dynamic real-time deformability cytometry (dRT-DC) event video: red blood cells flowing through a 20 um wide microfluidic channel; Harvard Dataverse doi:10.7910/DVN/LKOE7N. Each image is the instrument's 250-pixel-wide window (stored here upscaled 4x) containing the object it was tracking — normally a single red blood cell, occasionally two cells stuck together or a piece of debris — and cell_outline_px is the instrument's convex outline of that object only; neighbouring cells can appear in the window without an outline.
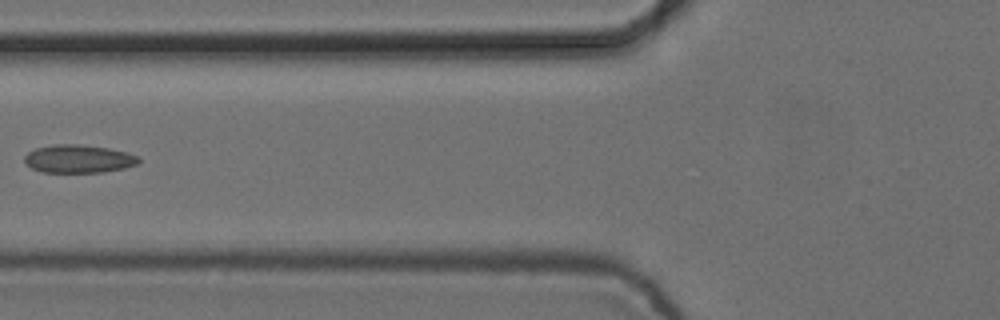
{"species": "common noctule bat (a hibernating species)", "species_latin": "Nyctalus noctula", "temperature_condition": "cold", "stored_images_in_passage": 6, "camera_frame_rate_fps": 3000, "um_per_image_px": 0.085, "animal": {"sex": "female", "body_mass_g": 24.6, "forearm_length_mm": 56.2}, "frame": {"image": 1, "passage_image": 5, "time_ms": 1.333, "image_size_px": [1000, 320], "cell_outline_px": [[140, 160], [136, 164], [124, 168], [100, 172], [40, 172], [32, 168], [24, 160], [24, 156], [28, 152], [36, 148], [52, 144], [76, 144], [108, 148], [140, 156]], "centroid_in_image_um": [6.65, 13.5], "position_along_channel_um": 119.1, "area_um2": 18.55}}
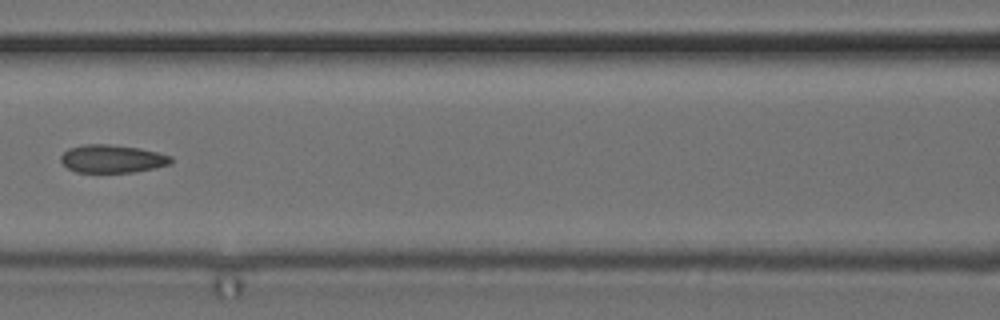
{"frame": {"image": 2, "passage_image": 6, "time_ms": 1.667, "image_size_px": [1000, 320], "cell_outline_px": [[172, 164], [132, 172], [76, 172], [68, 168], [60, 160], [60, 156], [68, 148], [84, 144], [108, 144], [140, 148], [172, 156]], "centroid_in_image_um": [9.53, 13.49], "position_along_channel_um": 157.1, "area_um2": 17.92}}